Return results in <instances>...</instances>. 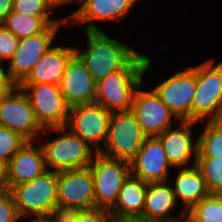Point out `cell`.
<instances>
[{"instance_id": "cell-24", "label": "cell", "mask_w": 222, "mask_h": 222, "mask_svg": "<svg viewBox=\"0 0 222 222\" xmlns=\"http://www.w3.org/2000/svg\"><path fill=\"white\" fill-rule=\"evenodd\" d=\"M1 24L19 39H23L45 32L53 24H67V21L63 19L62 15L56 18L29 16L11 11Z\"/></svg>"}, {"instance_id": "cell-37", "label": "cell", "mask_w": 222, "mask_h": 222, "mask_svg": "<svg viewBox=\"0 0 222 222\" xmlns=\"http://www.w3.org/2000/svg\"><path fill=\"white\" fill-rule=\"evenodd\" d=\"M25 222H64L61 215L53 216V217H45V218H39V219H31L27 220Z\"/></svg>"}, {"instance_id": "cell-14", "label": "cell", "mask_w": 222, "mask_h": 222, "mask_svg": "<svg viewBox=\"0 0 222 222\" xmlns=\"http://www.w3.org/2000/svg\"><path fill=\"white\" fill-rule=\"evenodd\" d=\"M0 126L19 133L27 141H38L44 131L36 120L28 97L19 86L0 98Z\"/></svg>"}, {"instance_id": "cell-16", "label": "cell", "mask_w": 222, "mask_h": 222, "mask_svg": "<svg viewBox=\"0 0 222 222\" xmlns=\"http://www.w3.org/2000/svg\"><path fill=\"white\" fill-rule=\"evenodd\" d=\"M111 113L96 102L71 107L67 128L97 152L107 139Z\"/></svg>"}, {"instance_id": "cell-33", "label": "cell", "mask_w": 222, "mask_h": 222, "mask_svg": "<svg viewBox=\"0 0 222 222\" xmlns=\"http://www.w3.org/2000/svg\"><path fill=\"white\" fill-rule=\"evenodd\" d=\"M0 62V98L8 95L17 85L11 80L7 66Z\"/></svg>"}, {"instance_id": "cell-30", "label": "cell", "mask_w": 222, "mask_h": 222, "mask_svg": "<svg viewBox=\"0 0 222 222\" xmlns=\"http://www.w3.org/2000/svg\"><path fill=\"white\" fill-rule=\"evenodd\" d=\"M12 11L29 16H53V8L46 0H13Z\"/></svg>"}, {"instance_id": "cell-13", "label": "cell", "mask_w": 222, "mask_h": 222, "mask_svg": "<svg viewBox=\"0 0 222 222\" xmlns=\"http://www.w3.org/2000/svg\"><path fill=\"white\" fill-rule=\"evenodd\" d=\"M144 81L134 92L131 111L147 137H158L179 120L162 102L152 87L148 90L144 88L147 84Z\"/></svg>"}, {"instance_id": "cell-19", "label": "cell", "mask_w": 222, "mask_h": 222, "mask_svg": "<svg viewBox=\"0 0 222 222\" xmlns=\"http://www.w3.org/2000/svg\"><path fill=\"white\" fill-rule=\"evenodd\" d=\"M178 207L170 181L150 182L142 216L136 222H181L185 213Z\"/></svg>"}, {"instance_id": "cell-28", "label": "cell", "mask_w": 222, "mask_h": 222, "mask_svg": "<svg viewBox=\"0 0 222 222\" xmlns=\"http://www.w3.org/2000/svg\"><path fill=\"white\" fill-rule=\"evenodd\" d=\"M27 142L19 133L0 126V164L7 166L10 159Z\"/></svg>"}, {"instance_id": "cell-2", "label": "cell", "mask_w": 222, "mask_h": 222, "mask_svg": "<svg viewBox=\"0 0 222 222\" xmlns=\"http://www.w3.org/2000/svg\"><path fill=\"white\" fill-rule=\"evenodd\" d=\"M83 34L86 46L80 48L76 45L78 43H74L75 54L85 64L96 83L122 69L139 52L130 44L109 36L105 30L83 31Z\"/></svg>"}, {"instance_id": "cell-5", "label": "cell", "mask_w": 222, "mask_h": 222, "mask_svg": "<svg viewBox=\"0 0 222 222\" xmlns=\"http://www.w3.org/2000/svg\"><path fill=\"white\" fill-rule=\"evenodd\" d=\"M209 58L196 64V89L191 121L201 124L222 120V61Z\"/></svg>"}, {"instance_id": "cell-35", "label": "cell", "mask_w": 222, "mask_h": 222, "mask_svg": "<svg viewBox=\"0 0 222 222\" xmlns=\"http://www.w3.org/2000/svg\"><path fill=\"white\" fill-rule=\"evenodd\" d=\"M13 0H0V23L12 11Z\"/></svg>"}, {"instance_id": "cell-29", "label": "cell", "mask_w": 222, "mask_h": 222, "mask_svg": "<svg viewBox=\"0 0 222 222\" xmlns=\"http://www.w3.org/2000/svg\"><path fill=\"white\" fill-rule=\"evenodd\" d=\"M61 216L64 222H114L109 210L98 207L73 210Z\"/></svg>"}, {"instance_id": "cell-8", "label": "cell", "mask_w": 222, "mask_h": 222, "mask_svg": "<svg viewBox=\"0 0 222 222\" xmlns=\"http://www.w3.org/2000/svg\"><path fill=\"white\" fill-rule=\"evenodd\" d=\"M168 74L157 80L152 86L162 102L179 121H191V106L196 89V65L184 66L183 69Z\"/></svg>"}, {"instance_id": "cell-22", "label": "cell", "mask_w": 222, "mask_h": 222, "mask_svg": "<svg viewBox=\"0 0 222 222\" xmlns=\"http://www.w3.org/2000/svg\"><path fill=\"white\" fill-rule=\"evenodd\" d=\"M147 185L132 174L126 178L115 205L109 210L114 222H136L142 216Z\"/></svg>"}, {"instance_id": "cell-17", "label": "cell", "mask_w": 222, "mask_h": 222, "mask_svg": "<svg viewBox=\"0 0 222 222\" xmlns=\"http://www.w3.org/2000/svg\"><path fill=\"white\" fill-rule=\"evenodd\" d=\"M131 174L146 183L168 181L174 171L168 162L161 141L147 137L135 158L130 162Z\"/></svg>"}, {"instance_id": "cell-3", "label": "cell", "mask_w": 222, "mask_h": 222, "mask_svg": "<svg viewBox=\"0 0 222 222\" xmlns=\"http://www.w3.org/2000/svg\"><path fill=\"white\" fill-rule=\"evenodd\" d=\"M38 142L44 151L47 170L57 172L89 167L97 153L93 147L66 126L44 129Z\"/></svg>"}, {"instance_id": "cell-38", "label": "cell", "mask_w": 222, "mask_h": 222, "mask_svg": "<svg viewBox=\"0 0 222 222\" xmlns=\"http://www.w3.org/2000/svg\"><path fill=\"white\" fill-rule=\"evenodd\" d=\"M181 222H191L186 216Z\"/></svg>"}, {"instance_id": "cell-21", "label": "cell", "mask_w": 222, "mask_h": 222, "mask_svg": "<svg viewBox=\"0 0 222 222\" xmlns=\"http://www.w3.org/2000/svg\"><path fill=\"white\" fill-rule=\"evenodd\" d=\"M75 55V46L54 44L38 60L30 74L21 84H56L61 83L66 65Z\"/></svg>"}, {"instance_id": "cell-12", "label": "cell", "mask_w": 222, "mask_h": 222, "mask_svg": "<svg viewBox=\"0 0 222 222\" xmlns=\"http://www.w3.org/2000/svg\"><path fill=\"white\" fill-rule=\"evenodd\" d=\"M63 27L68 29L67 24H53L45 32L19 40L17 50L6 64L9 77L17 86L27 78L44 53L59 41Z\"/></svg>"}, {"instance_id": "cell-10", "label": "cell", "mask_w": 222, "mask_h": 222, "mask_svg": "<svg viewBox=\"0 0 222 222\" xmlns=\"http://www.w3.org/2000/svg\"><path fill=\"white\" fill-rule=\"evenodd\" d=\"M32 105L37 122L43 128L67 126L70 107L56 84H20Z\"/></svg>"}, {"instance_id": "cell-20", "label": "cell", "mask_w": 222, "mask_h": 222, "mask_svg": "<svg viewBox=\"0 0 222 222\" xmlns=\"http://www.w3.org/2000/svg\"><path fill=\"white\" fill-rule=\"evenodd\" d=\"M9 190L42 175L47 171L42 146L38 141H27L13 155L6 166Z\"/></svg>"}, {"instance_id": "cell-26", "label": "cell", "mask_w": 222, "mask_h": 222, "mask_svg": "<svg viewBox=\"0 0 222 222\" xmlns=\"http://www.w3.org/2000/svg\"><path fill=\"white\" fill-rule=\"evenodd\" d=\"M185 216L191 222H222V195L208 194Z\"/></svg>"}, {"instance_id": "cell-6", "label": "cell", "mask_w": 222, "mask_h": 222, "mask_svg": "<svg viewBox=\"0 0 222 222\" xmlns=\"http://www.w3.org/2000/svg\"><path fill=\"white\" fill-rule=\"evenodd\" d=\"M142 0H79L76 9L63 16L70 28L81 27L83 31H103L101 23L125 21L137 3ZM97 22V24H96Z\"/></svg>"}, {"instance_id": "cell-32", "label": "cell", "mask_w": 222, "mask_h": 222, "mask_svg": "<svg viewBox=\"0 0 222 222\" xmlns=\"http://www.w3.org/2000/svg\"><path fill=\"white\" fill-rule=\"evenodd\" d=\"M13 196L7 192L0 193V222H20Z\"/></svg>"}, {"instance_id": "cell-25", "label": "cell", "mask_w": 222, "mask_h": 222, "mask_svg": "<svg viewBox=\"0 0 222 222\" xmlns=\"http://www.w3.org/2000/svg\"><path fill=\"white\" fill-rule=\"evenodd\" d=\"M203 124L205 126L198 132L197 157L222 159V120L207 121Z\"/></svg>"}, {"instance_id": "cell-9", "label": "cell", "mask_w": 222, "mask_h": 222, "mask_svg": "<svg viewBox=\"0 0 222 222\" xmlns=\"http://www.w3.org/2000/svg\"><path fill=\"white\" fill-rule=\"evenodd\" d=\"M89 167L94 179L96 207L110 210L124 181L131 174L130 163L97 152Z\"/></svg>"}, {"instance_id": "cell-34", "label": "cell", "mask_w": 222, "mask_h": 222, "mask_svg": "<svg viewBox=\"0 0 222 222\" xmlns=\"http://www.w3.org/2000/svg\"><path fill=\"white\" fill-rule=\"evenodd\" d=\"M48 4L53 8L54 11H57L56 9L61 10V6L67 7L69 6H74L75 4H79V0H46Z\"/></svg>"}, {"instance_id": "cell-31", "label": "cell", "mask_w": 222, "mask_h": 222, "mask_svg": "<svg viewBox=\"0 0 222 222\" xmlns=\"http://www.w3.org/2000/svg\"><path fill=\"white\" fill-rule=\"evenodd\" d=\"M19 40L0 23V62L7 64L17 50Z\"/></svg>"}, {"instance_id": "cell-4", "label": "cell", "mask_w": 222, "mask_h": 222, "mask_svg": "<svg viewBox=\"0 0 222 222\" xmlns=\"http://www.w3.org/2000/svg\"><path fill=\"white\" fill-rule=\"evenodd\" d=\"M57 186L58 172L47 170L33 180L15 185L9 190L22 222L28 218L33 220L59 215Z\"/></svg>"}, {"instance_id": "cell-7", "label": "cell", "mask_w": 222, "mask_h": 222, "mask_svg": "<svg viewBox=\"0 0 222 222\" xmlns=\"http://www.w3.org/2000/svg\"><path fill=\"white\" fill-rule=\"evenodd\" d=\"M146 138L131 110L111 113L108 136L99 153L130 163Z\"/></svg>"}, {"instance_id": "cell-18", "label": "cell", "mask_w": 222, "mask_h": 222, "mask_svg": "<svg viewBox=\"0 0 222 222\" xmlns=\"http://www.w3.org/2000/svg\"><path fill=\"white\" fill-rule=\"evenodd\" d=\"M59 89L70 108L95 102L97 83L76 54L66 65Z\"/></svg>"}, {"instance_id": "cell-36", "label": "cell", "mask_w": 222, "mask_h": 222, "mask_svg": "<svg viewBox=\"0 0 222 222\" xmlns=\"http://www.w3.org/2000/svg\"><path fill=\"white\" fill-rule=\"evenodd\" d=\"M9 191L6 165L0 164V193Z\"/></svg>"}, {"instance_id": "cell-1", "label": "cell", "mask_w": 222, "mask_h": 222, "mask_svg": "<svg viewBox=\"0 0 222 222\" xmlns=\"http://www.w3.org/2000/svg\"><path fill=\"white\" fill-rule=\"evenodd\" d=\"M154 64L153 58L140 51L120 70L107 75L97 83L95 102L108 112L131 110L133 95L139 84L148 78Z\"/></svg>"}, {"instance_id": "cell-15", "label": "cell", "mask_w": 222, "mask_h": 222, "mask_svg": "<svg viewBox=\"0 0 222 222\" xmlns=\"http://www.w3.org/2000/svg\"><path fill=\"white\" fill-rule=\"evenodd\" d=\"M198 124L192 121H178L157 137L161 141L167 160L174 170L190 169L196 166L198 132L193 131H198V129L196 130Z\"/></svg>"}, {"instance_id": "cell-23", "label": "cell", "mask_w": 222, "mask_h": 222, "mask_svg": "<svg viewBox=\"0 0 222 222\" xmlns=\"http://www.w3.org/2000/svg\"><path fill=\"white\" fill-rule=\"evenodd\" d=\"M175 171L174 174H170L173 177L170 176L168 181H170L179 208L187 213L209 192L202 173L196 166L190 169H175Z\"/></svg>"}, {"instance_id": "cell-27", "label": "cell", "mask_w": 222, "mask_h": 222, "mask_svg": "<svg viewBox=\"0 0 222 222\" xmlns=\"http://www.w3.org/2000/svg\"><path fill=\"white\" fill-rule=\"evenodd\" d=\"M196 167L202 173L209 194L222 195V159L197 157Z\"/></svg>"}, {"instance_id": "cell-11", "label": "cell", "mask_w": 222, "mask_h": 222, "mask_svg": "<svg viewBox=\"0 0 222 222\" xmlns=\"http://www.w3.org/2000/svg\"><path fill=\"white\" fill-rule=\"evenodd\" d=\"M59 215L96 207L94 179L90 167L58 171Z\"/></svg>"}]
</instances>
